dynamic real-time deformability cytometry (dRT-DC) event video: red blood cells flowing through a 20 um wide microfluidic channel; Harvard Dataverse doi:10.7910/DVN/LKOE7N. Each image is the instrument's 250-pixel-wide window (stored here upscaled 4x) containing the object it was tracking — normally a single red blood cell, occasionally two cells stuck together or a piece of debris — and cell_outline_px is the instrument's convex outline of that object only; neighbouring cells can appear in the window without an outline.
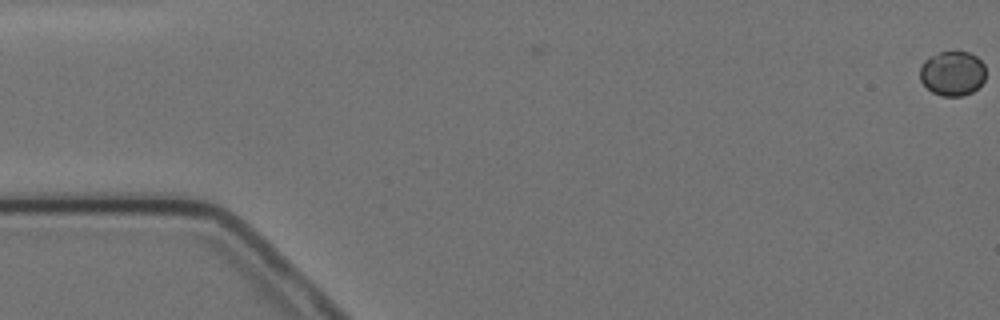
{"species": "Egyptian fruit bat (a non-hibernating species)", "species_latin": "Rousettus aegyptiacus", "temperature_condition": "cold", "stored_images_in_passage": 8, "camera_frame_rate_fps": 3000, "um_per_image_px": 0.085, "animal": {"sex": "female"}, "frame": {"image": 1, "passage_image": 1, "time_ms": 0.0, "image_size_px": [1000, 320], "cell_outline_px": [[984, 80], [972, 92], [964, 96], [940, 96], [932, 92], [920, 80], [920, 68], [924, 60], [940, 52], [968, 52], [976, 56], [984, 64]], "centroid_in_image_um": [80.95, 6.25], "position_along_channel_um": 4.1, "area_um2": 16.99}}